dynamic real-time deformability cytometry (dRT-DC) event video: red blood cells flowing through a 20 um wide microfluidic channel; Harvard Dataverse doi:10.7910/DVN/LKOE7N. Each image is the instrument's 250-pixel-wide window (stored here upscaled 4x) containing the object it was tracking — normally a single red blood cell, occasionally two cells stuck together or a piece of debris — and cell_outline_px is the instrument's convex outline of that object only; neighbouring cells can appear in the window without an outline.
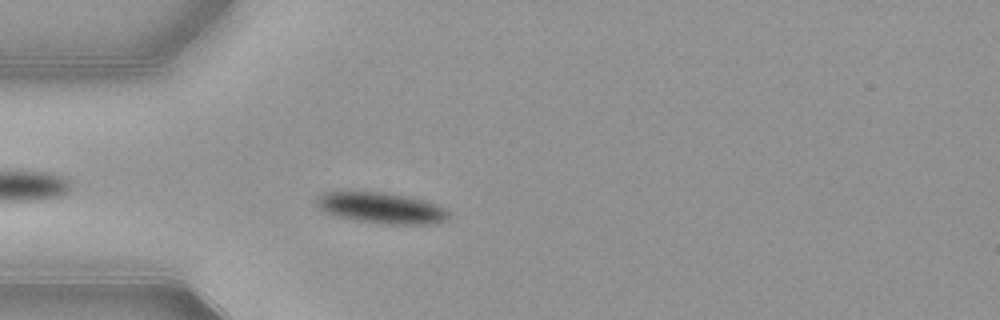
{"species": "common noctule bat (a hibernating species)", "species_latin": "Nyctalus noctula", "temperature_condition": "warm", "stored_images_in_passage": 44, "camera_frame_rate_fps": 3000, "um_per_image_px": 0.085, "animal": {"sex": "female", "body_mass_g": 21.9}, "frame": {"image": 1, "passage_image": 6, "time_ms": 1.667, "image_size_px": [1000, 320], "cell_outline_px": [[448, 220], [436, 224], [388, 224], [352, 220], [336, 216], [324, 212], [316, 204], [316, 196], [324, 192], [380, 192], [404, 196], [436, 204], [444, 208], [448, 212]], "centroid_in_image_um": [32.38, 17.69], "position_along_channel_um": 52.6, "area_um2": 23.7}}
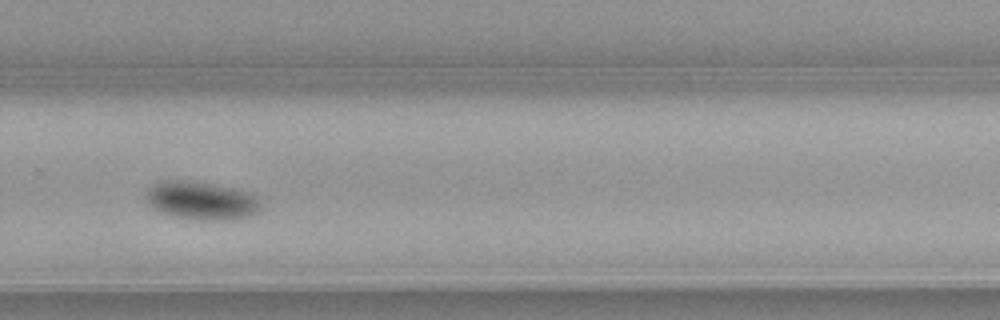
{"frame": {"image": 2, "passage_image": 27, "time_ms": 8.667, "image_size_px": [1000, 320], "cell_outline_px": [[260, 208], [252, 216], [224, 220], [204, 220], [172, 216], [152, 208], [148, 200], [148, 188], [160, 180], [188, 180], [232, 188], [248, 192], [256, 196], [260, 204]], "centroid_in_image_um": [17.12, 17.05], "position_along_channel_um": 312.7, "area_um2": 25.26}}
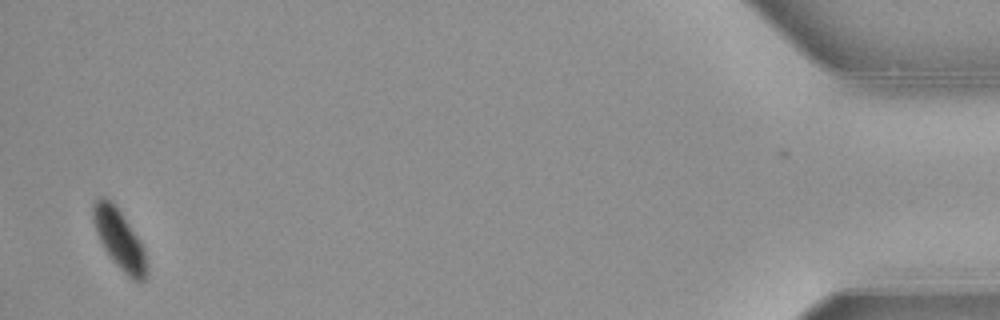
{"frame": {"image": 3, "passage_image": 43, "time_ms": 14.0, "image_size_px": [1000, 320], "cell_outline_px": [[148, 272], [144, 280], [132, 280], [112, 260], [104, 248], [96, 232], [92, 220], [92, 204], [100, 196], [104, 196], [112, 200], [140, 240], [144, 248], [148, 264]], "centroid_in_image_um": [10.15, 20.32], "position_along_channel_um": 425.1, "area_um2": 18.73}, "authors_computed_cell_mechanics": {"area_um2": 24.7962, "velocity_mm_per_s": 3.8268, "shape_relaxation_time_tau1_ms": 1.9588, "shape_relaxation_time_tau2_ms": null, "deformation_change_tau1": 0.1094, "deformation_change_tau2": null}}